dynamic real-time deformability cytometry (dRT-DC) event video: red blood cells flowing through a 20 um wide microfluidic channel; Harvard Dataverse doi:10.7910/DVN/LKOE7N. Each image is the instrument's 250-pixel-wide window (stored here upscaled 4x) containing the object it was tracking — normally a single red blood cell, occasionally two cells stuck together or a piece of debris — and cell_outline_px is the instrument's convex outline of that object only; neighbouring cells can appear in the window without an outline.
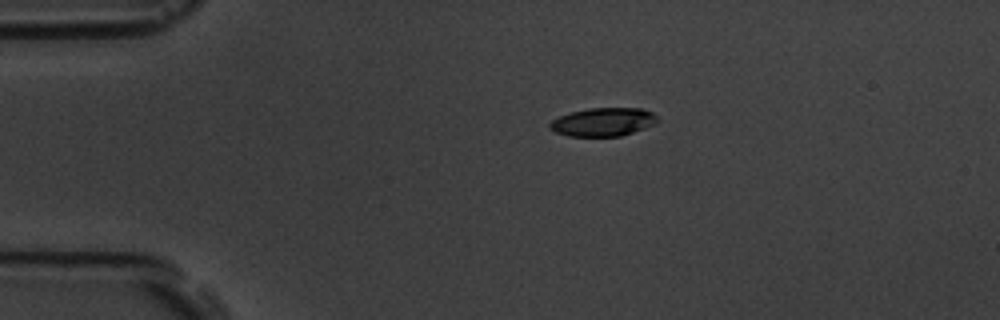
{"species": "common noctule bat (a hibernating species)", "species_latin": "Nyctalus noctula", "temperature_condition": "room temperature", "stored_images_in_passage": 5, "camera_frame_rate_fps": 3000, "um_per_image_px": 0.085, "animal": {"sex": "male", "body_mass_g": 19.5, "forearm_length_mm": 54.6}, "frame": {"image": 1, "passage_image": 1, "time_ms": 0.0, "image_size_px": [1000, 320], "cell_outline_px": [[660, 120], [656, 124], [620, 136], [568, 136], [556, 132], [548, 128], [548, 124], [552, 120], [560, 116], [572, 112], [588, 108], [644, 108], [652, 112]], "centroid_in_image_um": [51.28, 10.36], "position_along_channel_um": 33.7, "area_um2": 17.86}}
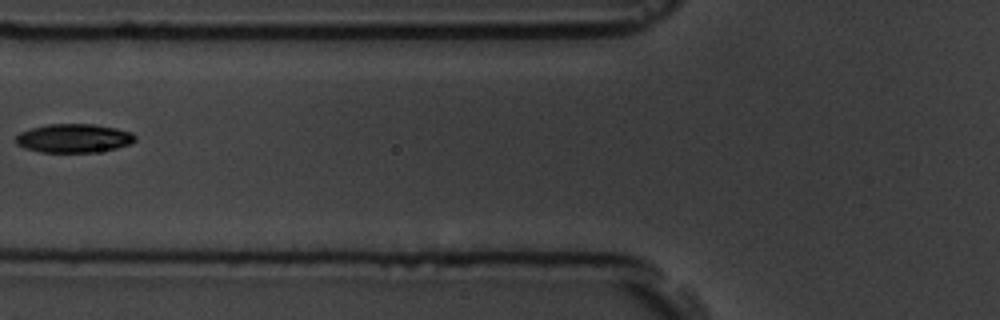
{"frame": {"image": 2, "passage_image": 4, "time_ms": 3.667, "image_size_px": [1000, 320], "cell_outline_px": [[136, 140], [128, 144], [116, 148], [96, 152], [40, 152], [24, 148], [16, 144], [16, 136], [20, 132], [32, 128], [48, 124], [92, 124], [116, 128], [132, 132], [136, 136]], "centroid_in_image_um": [6.26, 11.75], "position_along_channel_um": 119.5, "area_um2": 19.94}}
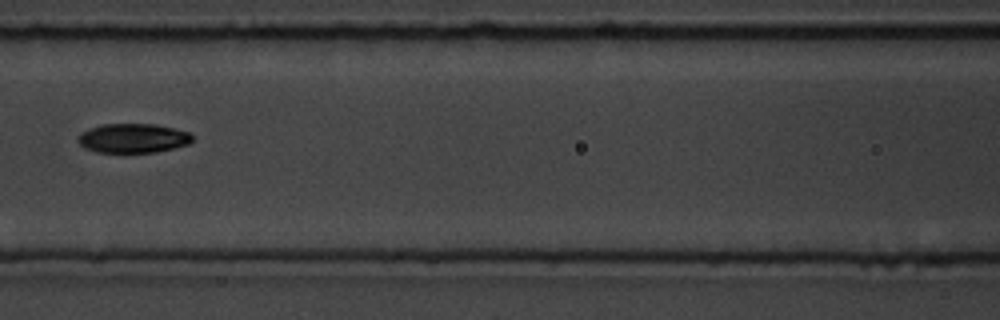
{"frame": {"image": 3, "passage_image": 5, "time_ms": 4.667, "image_size_px": [1000, 320], "cell_outline_px": [[192, 140], [188, 144], [156, 152], [96, 152], [84, 148], [76, 140], [80, 132], [88, 128], [100, 124], [152, 124], [172, 128], [188, 132], [192, 136]], "centroid_in_image_um": [11.23, 11.74], "position_along_channel_um": 155.4, "area_um2": 19.48}}